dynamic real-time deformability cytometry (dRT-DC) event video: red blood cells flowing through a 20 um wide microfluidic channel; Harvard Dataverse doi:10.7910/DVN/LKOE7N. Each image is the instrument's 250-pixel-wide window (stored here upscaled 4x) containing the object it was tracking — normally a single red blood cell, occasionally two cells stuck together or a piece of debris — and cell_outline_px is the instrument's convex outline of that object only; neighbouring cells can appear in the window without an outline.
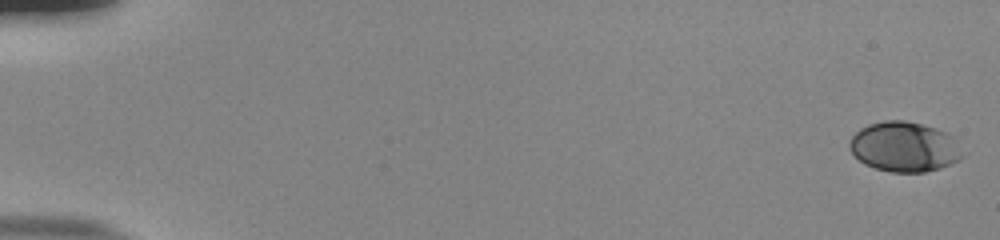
{"species": "human", "species_latin": "Homo sapiens", "temperature_condition": "room temperature", "stored_images_in_passage": 55, "camera_frame_rate_fps": 3000, "um_per_image_px": 0.085, "donor": {"sex": "male"}, "frame": {"image": 1, "passage_image": 1, "time_ms": 0.0, "image_size_px": [1000, 240], "cell_outline_px": [[968, 152], [960, 160], [952, 164], [940, 168], [924, 172], [892, 172], [876, 168], [864, 164], [848, 148], [848, 144], [852, 136], [860, 128], [868, 124], [884, 120], [904, 120], [936, 128], [956, 136]], "centroid_in_image_um": [76.96, 12.47], "position_along_channel_um": 8.0, "area_um2": 33.64}}
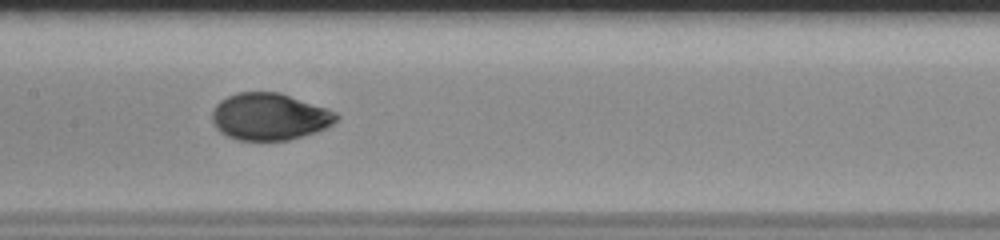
{"frame": {"image": 2, "passage_image": 29, "time_ms": 9.333, "image_size_px": [1000, 240], "cell_outline_px": [[340, 116], [332, 124], [316, 132], [288, 140], [236, 140], [220, 132], [216, 128], [212, 120], [212, 108], [220, 100], [236, 92], [280, 92], [328, 108], [336, 112]], "centroid_in_image_um": [22.9, 9.9], "position_along_channel_um": 184.5, "area_um2": 34.22}}
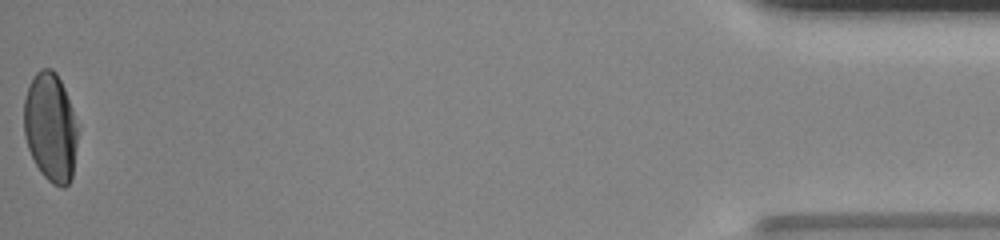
{"frame": {"image": 3, "passage_image": 55, "time_ms": 18.0, "image_size_px": [1000, 240], "cell_outline_px": [[76, 144], [72, 176], [68, 184], [64, 188], [60, 188], [52, 184], [40, 172], [28, 148], [24, 136], [24, 100], [28, 88], [36, 72], [40, 68], [52, 68], [56, 72], [64, 88], [72, 108], [76, 128]], "centroid_in_image_um": [4.27, 10.82], "position_along_channel_um": 430.9, "area_um2": 33.81}, "authors_computed_cell_mechanics": {"area_um2": 33.813, "velocity_mm_per_s": 3.8403, "shape_relaxation_time_tau1_ms": 3.7485, "shape_relaxation_time_tau2_ms": null, "deformation_change_tau1": 0.1616, "deformation_change_tau2": null}}